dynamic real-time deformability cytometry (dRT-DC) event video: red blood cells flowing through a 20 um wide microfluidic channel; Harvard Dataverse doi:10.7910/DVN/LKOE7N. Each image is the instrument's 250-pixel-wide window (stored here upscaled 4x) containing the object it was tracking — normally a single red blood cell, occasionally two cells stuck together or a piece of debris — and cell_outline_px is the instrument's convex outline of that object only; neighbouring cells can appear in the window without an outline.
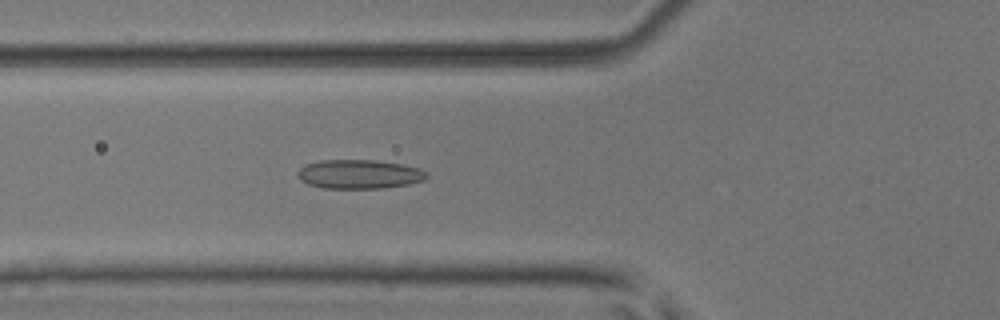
{"species": "common noctule bat (a hibernating species)", "species_latin": "Nyctalus noctula", "temperature_condition": "room temperature", "stored_images_in_passage": 36, "camera_frame_rate_fps": 3000, "um_per_image_px": 0.085, "animal": {"sex": "male", "body_mass_g": 17.9, "forearm_length_mm": 54.2}, "frame": {"image": 1, "passage_image": 3, "time_ms": 0.667, "image_size_px": [1000, 320], "cell_outline_px": [[428, 176], [424, 180], [408, 184], [380, 188], [324, 188], [308, 184], [300, 180], [296, 176], [296, 172], [304, 164], [320, 160], [376, 160], [400, 164], [420, 168], [428, 172]], "centroid_in_image_um": [30.5, 14.8], "position_along_channel_um": 95.3, "area_um2": 21.96}}
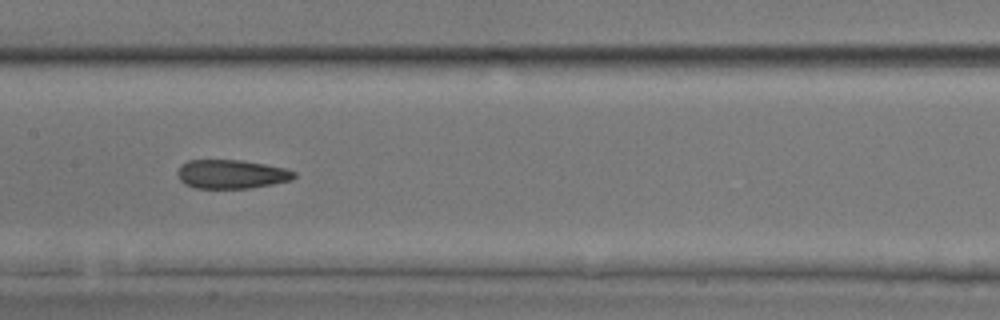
{"frame": {"image": 2, "passage_image": 10, "time_ms": 3.0, "image_size_px": [1000, 320], "cell_outline_px": [[296, 176], [292, 180], [272, 184], [248, 188], [196, 188], [184, 184], [180, 180], [176, 172], [188, 160], [240, 160], [264, 164], [284, 168], [296, 172]], "centroid_in_image_um": [19.67, 14.81], "position_along_channel_um": 187.7, "area_um2": 19.48}}
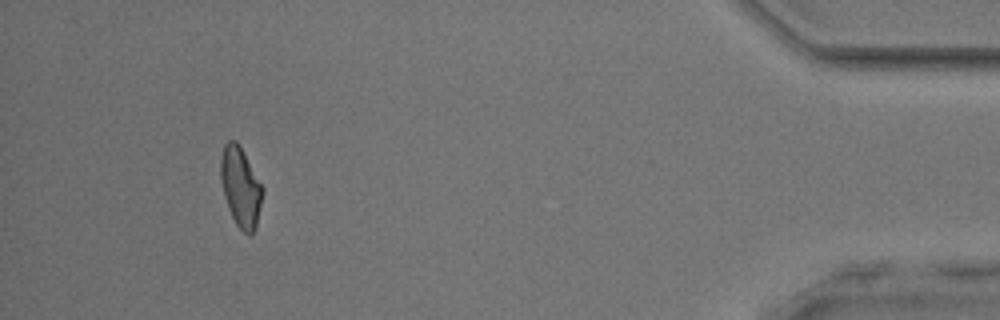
{"frame": {"image": 3, "passage_image": 32, "time_ms": 10.333, "image_size_px": [1000, 320], "cell_outline_px": [[264, 192], [256, 228], [248, 236], [236, 224], [228, 208], [224, 196], [220, 176], [220, 156], [224, 144], [228, 140], [236, 140], [240, 144], [264, 188]], "centroid_in_image_um": [20.46, 15.86], "position_along_channel_um": 414.7, "area_um2": 19.77}, "authors_computed_cell_mechanics": {"area_um2": 19.7676, "velocity_mm_per_s": 3.9597, "shape_relaxation_time_tau1_ms": null, "shape_relaxation_time_tau2_ms": 3.0714, "deformation_change_tau1": null, "deformation_change_tau2": 0.1117}}